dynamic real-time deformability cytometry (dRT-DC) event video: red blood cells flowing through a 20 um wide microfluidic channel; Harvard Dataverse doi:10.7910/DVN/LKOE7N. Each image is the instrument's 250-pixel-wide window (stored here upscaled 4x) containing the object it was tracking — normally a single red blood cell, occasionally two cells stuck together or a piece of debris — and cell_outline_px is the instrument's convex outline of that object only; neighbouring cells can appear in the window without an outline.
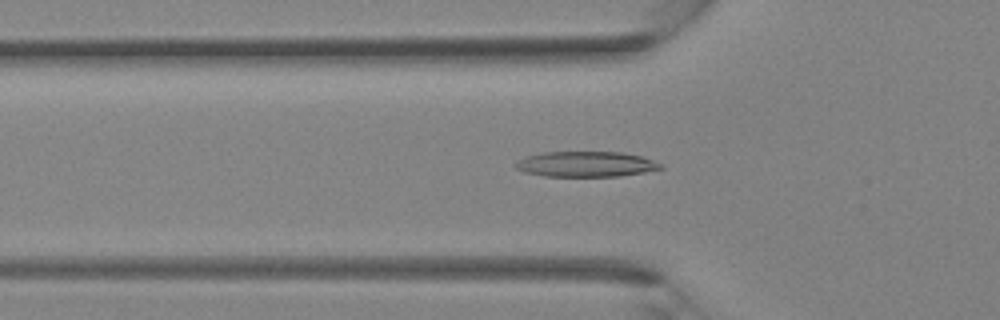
{"species": "Egyptian fruit bat (a non-hibernating species)", "species_latin": "Rousettus aegyptiacus", "temperature_condition": "room temperature", "stored_images_in_passage": 34, "camera_frame_rate_fps": 3000, "um_per_image_px": 0.085, "animal": {"sex": "female"}, "frame": {"image": 1, "passage_image": 12, "time_ms": 3.667, "image_size_px": [1000, 320], "cell_outline_px": [[664, 168], [644, 172], [620, 176], [544, 176], [524, 172], [516, 168], [516, 160], [528, 156], [544, 152], [620, 152], [640, 156], [664, 164]], "centroid_in_image_um": [49.82, 13.95], "position_along_channel_um": 76.0, "area_um2": 21.39}}
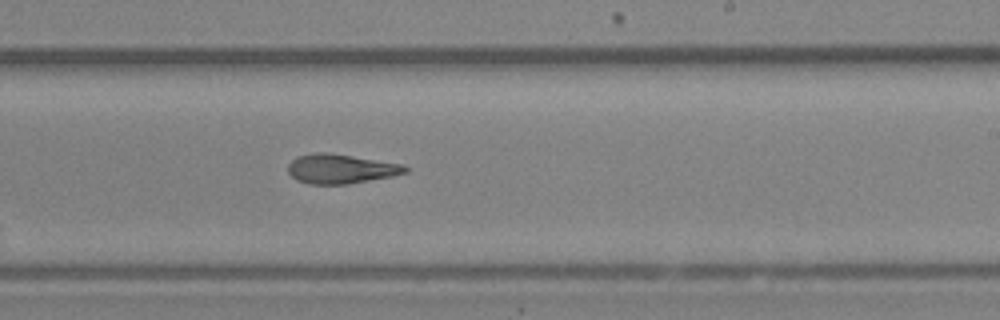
{"frame": {"image": 2, "passage_image": 22, "time_ms": 7.0, "image_size_px": [1000, 320], "cell_outline_px": [[408, 172], [392, 176], [348, 184], [308, 184], [296, 180], [288, 172], [288, 164], [296, 156], [316, 152], [324, 152], [352, 156], [404, 164], [408, 168]], "centroid_in_image_um": [28.95, 14.35], "position_along_channel_um": 260.0, "area_um2": 20.11}}
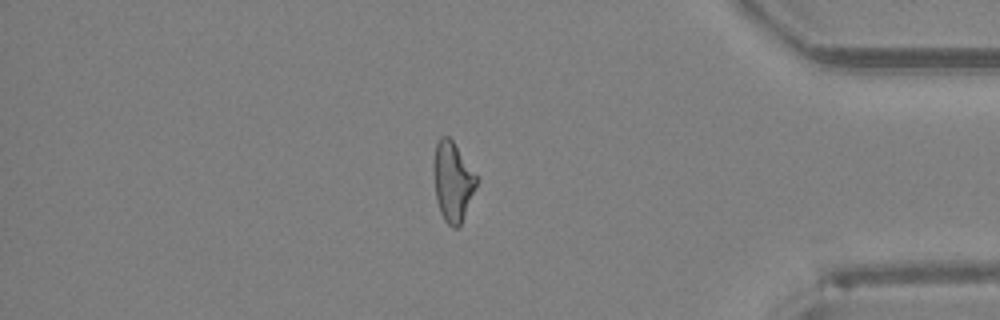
{"frame": {"image": 3, "passage_image": 31, "time_ms": 10.0, "image_size_px": [1000, 320], "cell_outline_px": [[480, 180], [460, 224], [456, 228], [452, 228], [444, 220], [440, 212], [436, 200], [432, 168], [432, 164], [436, 144], [440, 136], [448, 136], [452, 140]], "centroid_in_image_um": [38.46, 15.42], "position_along_channel_um": 396.7, "area_um2": 20.06}}